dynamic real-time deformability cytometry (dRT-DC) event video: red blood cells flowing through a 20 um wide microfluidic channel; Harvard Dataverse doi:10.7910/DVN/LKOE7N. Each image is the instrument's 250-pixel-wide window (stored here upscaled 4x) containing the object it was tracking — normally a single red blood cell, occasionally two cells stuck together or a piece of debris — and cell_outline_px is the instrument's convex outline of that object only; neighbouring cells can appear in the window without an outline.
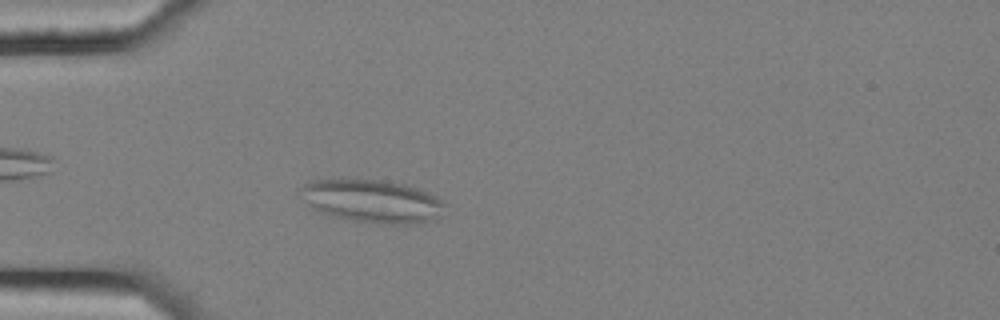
{"species": "common noctule bat (a hibernating species)", "species_latin": "Nyctalus noctula", "temperature_condition": "cold", "stored_images_in_passage": 5, "camera_frame_rate_fps": 3000, "um_per_image_px": 0.085, "animal": {"sex": "female", "body_mass_g": 25.1}, "frame": {"image": 1, "passage_image": 5, "time_ms": 1.333, "image_size_px": [1000, 320], "cell_outline_px": [[448, 204], [440, 216], [436, 220], [416, 224], [376, 224], [352, 220], [332, 216], [312, 208], [296, 192], [296, 188], [312, 180], [332, 176], [344, 176], [384, 180], [404, 184], [416, 188], [436, 196], [444, 200]], "centroid_in_image_um": [31.58, 17.05], "position_along_channel_um": 53.4, "area_um2": 37.86}}